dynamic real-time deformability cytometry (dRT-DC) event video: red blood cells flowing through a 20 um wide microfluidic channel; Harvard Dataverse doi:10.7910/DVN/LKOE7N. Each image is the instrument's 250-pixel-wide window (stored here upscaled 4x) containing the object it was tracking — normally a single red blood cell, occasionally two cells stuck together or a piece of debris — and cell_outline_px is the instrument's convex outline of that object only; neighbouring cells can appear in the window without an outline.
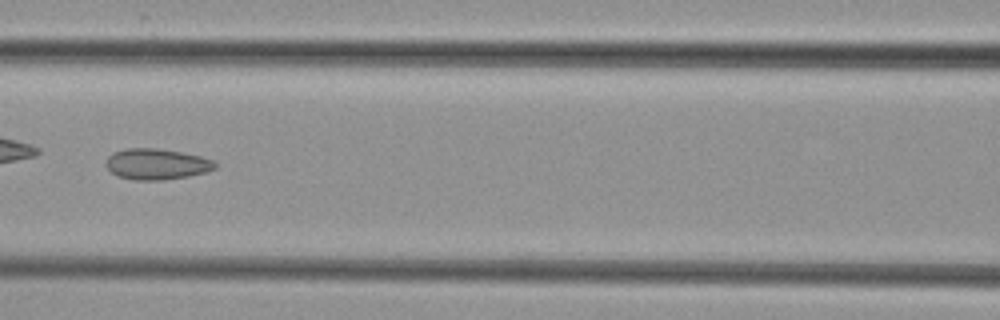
{"species": "common noctule bat (a hibernating species)", "species_latin": "Nyctalus noctula", "temperature_condition": "cold", "stored_images_in_passage": 7, "camera_frame_rate_fps": 3000, "um_per_image_px": 0.085, "animal": {"sex": "female", "body_mass_g": 29.2, "forearm_length_mm": 56.3}, "frame": {"image": 1, "passage_image": 7, "time_ms": 8.0, "image_size_px": [1000, 320], "cell_outline_px": [[216, 168], [208, 172], [188, 176], [164, 180], [132, 180], [116, 176], [104, 164], [108, 156], [112, 152], [128, 148], [156, 148], [180, 152], [200, 156], [216, 160]], "centroid_in_image_um": [13.31, 13.95], "position_along_channel_um": 153.3, "area_um2": 19.88}}